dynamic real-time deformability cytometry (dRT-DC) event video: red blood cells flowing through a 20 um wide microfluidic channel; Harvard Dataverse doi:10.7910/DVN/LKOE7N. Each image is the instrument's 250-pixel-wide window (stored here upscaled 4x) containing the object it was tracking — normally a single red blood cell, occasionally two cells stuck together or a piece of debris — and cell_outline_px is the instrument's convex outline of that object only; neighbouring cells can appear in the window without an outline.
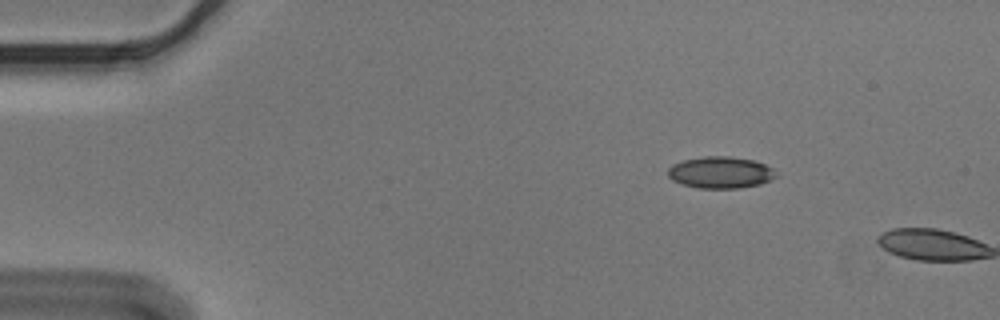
{"species": "Egyptian fruit bat (a non-hibernating species)", "species_latin": "Rousettus aegyptiacus", "temperature_condition": "cold", "stored_images_in_passage": 2, "camera_frame_rate_fps": 3000, "um_per_image_px": 0.085, "animal": {"sex": "male"}, "frame": {"image": 1, "passage_image": 1, "time_ms": 0.0, "image_size_px": [1000, 320], "cell_outline_px": [[776, 176], [760, 184], [740, 188], [696, 188], [680, 184], [672, 180], [668, 176], [668, 168], [672, 164], [684, 160], [704, 156], [728, 156], [752, 160], [764, 164], [772, 168]], "centroid_in_image_um": [61.18, 14.66], "position_along_channel_um": 23.8, "area_um2": 19.88}}